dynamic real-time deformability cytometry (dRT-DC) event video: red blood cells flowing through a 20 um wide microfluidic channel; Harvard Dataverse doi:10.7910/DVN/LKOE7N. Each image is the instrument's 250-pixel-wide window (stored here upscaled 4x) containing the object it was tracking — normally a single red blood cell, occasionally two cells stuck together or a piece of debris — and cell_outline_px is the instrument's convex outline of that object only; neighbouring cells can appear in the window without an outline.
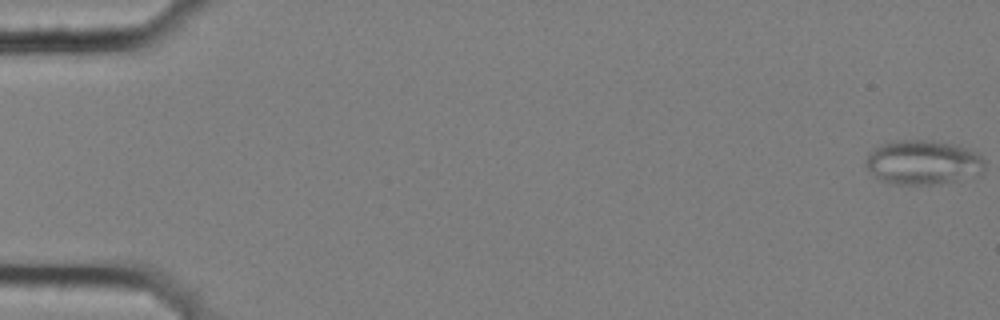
{"species": "common noctule bat (a hibernating species)", "species_latin": "Nyctalus noctula", "temperature_condition": "cold", "stored_images_in_passage": 6, "camera_frame_rate_fps": 3000, "um_per_image_px": 0.085, "animal": {"sex": "female", "body_mass_g": 25.1}, "frame": {"image": 1, "passage_image": 1, "time_ms": 0.0, "image_size_px": [1000, 320], "cell_outline_px": [[984, 172], [980, 176], [932, 184], [892, 184], [880, 180], [872, 176], [864, 164], [868, 156], [880, 144], [892, 140], [932, 140], [956, 144], [980, 152], [984, 160]], "centroid_in_image_um": [78.49, 13.79], "position_along_channel_um": 6.5, "area_um2": 31.33}}
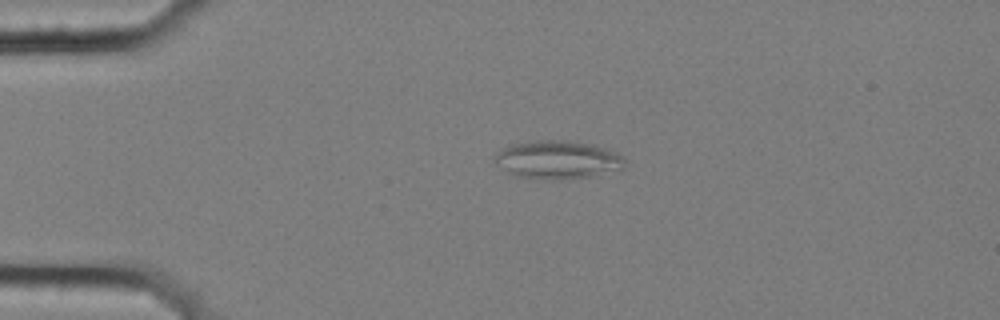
{"frame": {"image": 2, "passage_image": 5, "time_ms": 1.333, "image_size_px": [1000, 320], "cell_outline_px": [[624, 168], [592, 176], [560, 180], [548, 180], [516, 176], [508, 172], [496, 164], [492, 160], [492, 156], [504, 148], [512, 144], [536, 140], [568, 140], [592, 144], [616, 152], [624, 156]], "centroid_in_image_um": [47.38, 13.58], "position_along_channel_um": 37.6, "area_um2": 29.19}}